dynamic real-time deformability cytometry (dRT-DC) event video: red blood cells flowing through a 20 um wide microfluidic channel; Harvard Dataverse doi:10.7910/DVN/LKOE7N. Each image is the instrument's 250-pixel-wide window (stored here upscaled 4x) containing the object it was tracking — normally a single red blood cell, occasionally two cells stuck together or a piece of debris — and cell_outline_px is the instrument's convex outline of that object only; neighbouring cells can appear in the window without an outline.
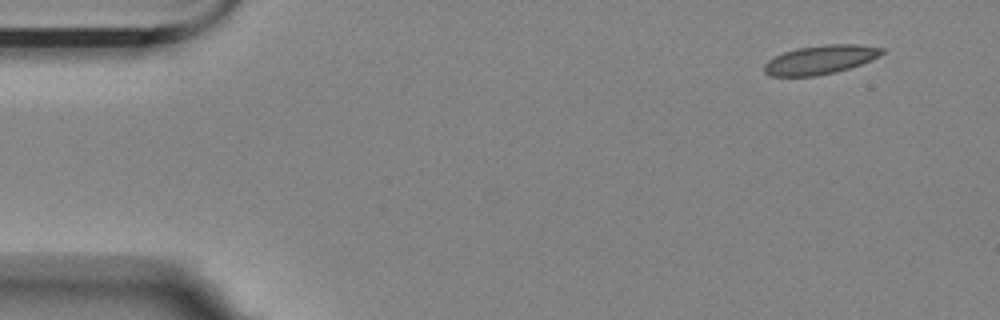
{"species": "Egyptian fruit bat (a non-hibernating species)", "species_latin": "Rousettus aegyptiacus", "temperature_condition": "room temperature", "stored_images_in_passage": 6, "camera_frame_rate_fps": 3000, "um_per_image_px": 0.085, "animal": {"sex": "female"}, "frame": {"image": 1, "passage_image": 1, "time_ms": 0.0, "image_size_px": [1000, 320], "cell_outline_px": [[884, 52], [880, 56], [860, 64], [836, 72], [816, 76], [772, 76], [764, 72], [764, 64], [768, 60], [784, 52], [796, 48], [824, 44], [860, 44], [884, 48]], "centroid_in_image_um": [69.74, 5.06], "position_along_channel_um": 15.3, "area_um2": 19.83}}
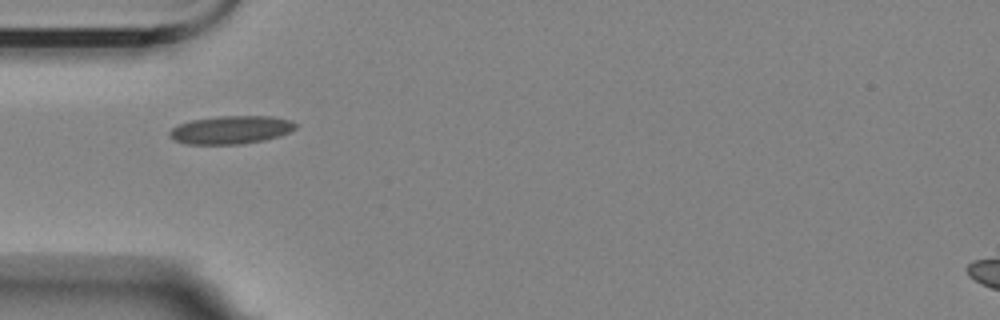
{"frame": {"image": 2, "passage_image": 5, "time_ms": 4.333, "image_size_px": [1000, 320], "cell_outline_px": [[296, 128], [280, 136], [264, 140], [240, 144], [184, 144], [172, 140], [168, 136], [168, 132], [172, 128], [180, 124], [192, 120], [220, 116], [272, 116], [292, 120], [296, 124]], "centroid_in_image_um": [19.61, 11.04], "position_along_channel_um": 65.4, "area_um2": 20.75}}
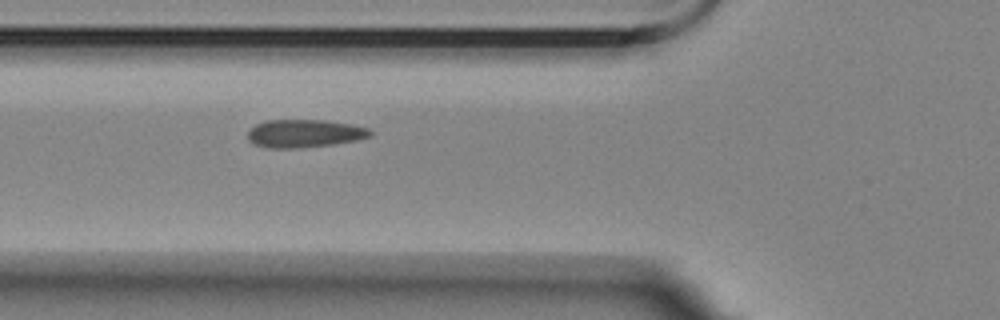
{"frame": {"image": 3, "passage_image": 6, "time_ms": 5.333, "image_size_px": [1000, 320], "cell_outline_px": [[372, 136], [356, 140], [332, 144], [296, 148], [268, 148], [256, 144], [248, 140], [248, 132], [256, 124], [268, 120], [324, 120], [352, 124], [368, 128], [372, 132]], "centroid_in_image_um": [25.89, 11.34], "position_along_channel_um": 99.9, "area_um2": 19.83}}